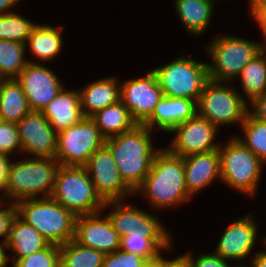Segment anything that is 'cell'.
<instances>
[{
    "label": "cell",
    "mask_w": 266,
    "mask_h": 267,
    "mask_svg": "<svg viewBox=\"0 0 266 267\" xmlns=\"http://www.w3.org/2000/svg\"><path fill=\"white\" fill-rule=\"evenodd\" d=\"M184 159L167 149L155 155L152 167L143 183L134 191L146 196L153 209H163L183 204L192 198L185 186Z\"/></svg>",
    "instance_id": "cell-1"
},
{
    "label": "cell",
    "mask_w": 266,
    "mask_h": 267,
    "mask_svg": "<svg viewBox=\"0 0 266 267\" xmlns=\"http://www.w3.org/2000/svg\"><path fill=\"white\" fill-rule=\"evenodd\" d=\"M151 130L137 124L132 130L105 140L124 182L135 191L145 180L160 149L153 147Z\"/></svg>",
    "instance_id": "cell-2"
},
{
    "label": "cell",
    "mask_w": 266,
    "mask_h": 267,
    "mask_svg": "<svg viewBox=\"0 0 266 267\" xmlns=\"http://www.w3.org/2000/svg\"><path fill=\"white\" fill-rule=\"evenodd\" d=\"M59 167L60 163L55 158L29 157L17 162L11 161L3 190L4 198H9V201L12 199L11 203L25 199L49 198Z\"/></svg>",
    "instance_id": "cell-3"
},
{
    "label": "cell",
    "mask_w": 266,
    "mask_h": 267,
    "mask_svg": "<svg viewBox=\"0 0 266 267\" xmlns=\"http://www.w3.org/2000/svg\"><path fill=\"white\" fill-rule=\"evenodd\" d=\"M17 215L50 243L62 246L74 239L77 216L49 198L18 201Z\"/></svg>",
    "instance_id": "cell-4"
},
{
    "label": "cell",
    "mask_w": 266,
    "mask_h": 267,
    "mask_svg": "<svg viewBox=\"0 0 266 267\" xmlns=\"http://www.w3.org/2000/svg\"><path fill=\"white\" fill-rule=\"evenodd\" d=\"M205 46L212 63H207L209 79L228 82L239 77L242 69L262 52V43L231 35L215 36Z\"/></svg>",
    "instance_id": "cell-5"
},
{
    "label": "cell",
    "mask_w": 266,
    "mask_h": 267,
    "mask_svg": "<svg viewBox=\"0 0 266 267\" xmlns=\"http://www.w3.org/2000/svg\"><path fill=\"white\" fill-rule=\"evenodd\" d=\"M50 197L76 216L100 212L104 206L85 167L60 165Z\"/></svg>",
    "instance_id": "cell-6"
},
{
    "label": "cell",
    "mask_w": 266,
    "mask_h": 267,
    "mask_svg": "<svg viewBox=\"0 0 266 267\" xmlns=\"http://www.w3.org/2000/svg\"><path fill=\"white\" fill-rule=\"evenodd\" d=\"M220 145L221 181L234 190L254 196L261 179L262 165L250 149L245 147L236 136Z\"/></svg>",
    "instance_id": "cell-7"
},
{
    "label": "cell",
    "mask_w": 266,
    "mask_h": 267,
    "mask_svg": "<svg viewBox=\"0 0 266 267\" xmlns=\"http://www.w3.org/2000/svg\"><path fill=\"white\" fill-rule=\"evenodd\" d=\"M156 75L163 96L185 98L196 103L210 80L207 63L181 56L172 62L151 69Z\"/></svg>",
    "instance_id": "cell-8"
},
{
    "label": "cell",
    "mask_w": 266,
    "mask_h": 267,
    "mask_svg": "<svg viewBox=\"0 0 266 267\" xmlns=\"http://www.w3.org/2000/svg\"><path fill=\"white\" fill-rule=\"evenodd\" d=\"M225 83L209 80L197 102V114L217 128L238 122L242 124L248 112L244 96Z\"/></svg>",
    "instance_id": "cell-9"
},
{
    "label": "cell",
    "mask_w": 266,
    "mask_h": 267,
    "mask_svg": "<svg viewBox=\"0 0 266 267\" xmlns=\"http://www.w3.org/2000/svg\"><path fill=\"white\" fill-rule=\"evenodd\" d=\"M105 140L94 120L84 117L57 133L55 159L63 166L84 167L89 157L105 145Z\"/></svg>",
    "instance_id": "cell-10"
},
{
    "label": "cell",
    "mask_w": 266,
    "mask_h": 267,
    "mask_svg": "<svg viewBox=\"0 0 266 267\" xmlns=\"http://www.w3.org/2000/svg\"><path fill=\"white\" fill-rule=\"evenodd\" d=\"M121 201L105 202L103 212L109 206H112V211H109V217L114 230L119 237L131 234L132 236H147L161 250L171 248L170 233L167 232L160 220L156 216L144 212L134 205H125ZM108 206V207H107ZM114 206V207H113Z\"/></svg>",
    "instance_id": "cell-11"
},
{
    "label": "cell",
    "mask_w": 266,
    "mask_h": 267,
    "mask_svg": "<svg viewBox=\"0 0 266 267\" xmlns=\"http://www.w3.org/2000/svg\"><path fill=\"white\" fill-rule=\"evenodd\" d=\"M84 167L94 184L97 195L104 203L123 201L127 195L134 194L122 179L112 152L106 145L94 152Z\"/></svg>",
    "instance_id": "cell-12"
},
{
    "label": "cell",
    "mask_w": 266,
    "mask_h": 267,
    "mask_svg": "<svg viewBox=\"0 0 266 267\" xmlns=\"http://www.w3.org/2000/svg\"><path fill=\"white\" fill-rule=\"evenodd\" d=\"M218 129L209 120L196 114L170 132L175 136L167 150L175 156L183 158L218 150L220 145L217 142L214 143Z\"/></svg>",
    "instance_id": "cell-13"
},
{
    "label": "cell",
    "mask_w": 266,
    "mask_h": 267,
    "mask_svg": "<svg viewBox=\"0 0 266 267\" xmlns=\"http://www.w3.org/2000/svg\"><path fill=\"white\" fill-rule=\"evenodd\" d=\"M123 83V84H122ZM120 84V100L127 106L133 120L143 125L152 115L163 92L151 70L143 77L129 79Z\"/></svg>",
    "instance_id": "cell-14"
},
{
    "label": "cell",
    "mask_w": 266,
    "mask_h": 267,
    "mask_svg": "<svg viewBox=\"0 0 266 267\" xmlns=\"http://www.w3.org/2000/svg\"><path fill=\"white\" fill-rule=\"evenodd\" d=\"M19 141L25 155L55 158L57 133L42 111H30L18 123Z\"/></svg>",
    "instance_id": "cell-15"
},
{
    "label": "cell",
    "mask_w": 266,
    "mask_h": 267,
    "mask_svg": "<svg viewBox=\"0 0 266 267\" xmlns=\"http://www.w3.org/2000/svg\"><path fill=\"white\" fill-rule=\"evenodd\" d=\"M16 80L32 111H42L64 87L53 71L34 61L28 63Z\"/></svg>",
    "instance_id": "cell-16"
},
{
    "label": "cell",
    "mask_w": 266,
    "mask_h": 267,
    "mask_svg": "<svg viewBox=\"0 0 266 267\" xmlns=\"http://www.w3.org/2000/svg\"><path fill=\"white\" fill-rule=\"evenodd\" d=\"M101 213L103 212L77 216L74 240L83 246L108 254L120 248V237L109 217H102Z\"/></svg>",
    "instance_id": "cell-17"
},
{
    "label": "cell",
    "mask_w": 266,
    "mask_h": 267,
    "mask_svg": "<svg viewBox=\"0 0 266 267\" xmlns=\"http://www.w3.org/2000/svg\"><path fill=\"white\" fill-rule=\"evenodd\" d=\"M256 223L251 214L231 222L223 232L214 252L226 261L241 262L245 260L254 249L257 240L258 227Z\"/></svg>",
    "instance_id": "cell-18"
},
{
    "label": "cell",
    "mask_w": 266,
    "mask_h": 267,
    "mask_svg": "<svg viewBox=\"0 0 266 267\" xmlns=\"http://www.w3.org/2000/svg\"><path fill=\"white\" fill-rule=\"evenodd\" d=\"M185 186L191 197L198 191L221 179L220 154L218 150L184 157Z\"/></svg>",
    "instance_id": "cell-19"
},
{
    "label": "cell",
    "mask_w": 266,
    "mask_h": 267,
    "mask_svg": "<svg viewBox=\"0 0 266 267\" xmlns=\"http://www.w3.org/2000/svg\"><path fill=\"white\" fill-rule=\"evenodd\" d=\"M196 114L197 103L194 100L163 96L151 117L143 125L151 131L156 125L160 130L170 133L180 123L193 118Z\"/></svg>",
    "instance_id": "cell-20"
},
{
    "label": "cell",
    "mask_w": 266,
    "mask_h": 267,
    "mask_svg": "<svg viewBox=\"0 0 266 267\" xmlns=\"http://www.w3.org/2000/svg\"><path fill=\"white\" fill-rule=\"evenodd\" d=\"M42 113L56 133L78 124L84 118L78 90L63 87Z\"/></svg>",
    "instance_id": "cell-21"
},
{
    "label": "cell",
    "mask_w": 266,
    "mask_h": 267,
    "mask_svg": "<svg viewBox=\"0 0 266 267\" xmlns=\"http://www.w3.org/2000/svg\"><path fill=\"white\" fill-rule=\"evenodd\" d=\"M83 88L78 92L84 117H91L97 111L120 100V84L114 76L90 82Z\"/></svg>",
    "instance_id": "cell-22"
},
{
    "label": "cell",
    "mask_w": 266,
    "mask_h": 267,
    "mask_svg": "<svg viewBox=\"0 0 266 267\" xmlns=\"http://www.w3.org/2000/svg\"><path fill=\"white\" fill-rule=\"evenodd\" d=\"M50 243L38 232L36 228L27 224L18 215L11 224L8 250H12V266L19 260L35 252L45 249Z\"/></svg>",
    "instance_id": "cell-23"
},
{
    "label": "cell",
    "mask_w": 266,
    "mask_h": 267,
    "mask_svg": "<svg viewBox=\"0 0 266 267\" xmlns=\"http://www.w3.org/2000/svg\"><path fill=\"white\" fill-rule=\"evenodd\" d=\"M31 111L27 97L16 79L0 80V120L17 124Z\"/></svg>",
    "instance_id": "cell-24"
},
{
    "label": "cell",
    "mask_w": 266,
    "mask_h": 267,
    "mask_svg": "<svg viewBox=\"0 0 266 267\" xmlns=\"http://www.w3.org/2000/svg\"><path fill=\"white\" fill-rule=\"evenodd\" d=\"M176 13L185 29L199 36L209 26L213 15L214 3L210 0H174Z\"/></svg>",
    "instance_id": "cell-25"
},
{
    "label": "cell",
    "mask_w": 266,
    "mask_h": 267,
    "mask_svg": "<svg viewBox=\"0 0 266 267\" xmlns=\"http://www.w3.org/2000/svg\"><path fill=\"white\" fill-rule=\"evenodd\" d=\"M91 118L105 139L128 132L137 125L131 117L127 106L121 100L97 111Z\"/></svg>",
    "instance_id": "cell-26"
},
{
    "label": "cell",
    "mask_w": 266,
    "mask_h": 267,
    "mask_svg": "<svg viewBox=\"0 0 266 267\" xmlns=\"http://www.w3.org/2000/svg\"><path fill=\"white\" fill-rule=\"evenodd\" d=\"M62 27L37 24L28 38L26 46H30L32 54L39 60L49 61L60 54L63 46Z\"/></svg>",
    "instance_id": "cell-27"
},
{
    "label": "cell",
    "mask_w": 266,
    "mask_h": 267,
    "mask_svg": "<svg viewBox=\"0 0 266 267\" xmlns=\"http://www.w3.org/2000/svg\"><path fill=\"white\" fill-rule=\"evenodd\" d=\"M60 267H102L105 254L74 239L59 246Z\"/></svg>",
    "instance_id": "cell-28"
},
{
    "label": "cell",
    "mask_w": 266,
    "mask_h": 267,
    "mask_svg": "<svg viewBox=\"0 0 266 267\" xmlns=\"http://www.w3.org/2000/svg\"><path fill=\"white\" fill-rule=\"evenodd\" d=\"M241 86L245 101L263 95L266 92V55L261 52L252 59L240 73Z\"/></svg>",
    "instance_id": "cell-29"
},
{
    "label": "cell",
    "mask_w": 266,
    "mask_h": 267,
    "mask_svg": "<svg viewBox=\"0 0 266 267\" xmlns=\"http://www.w3.org/2000/svg\"><path fill=\"white\" fill-rule=\"evenodd\" d=\"M25 44L0 40V80L16 79L21 71L28 65L30 60H26Z\"/></svg>",
    "instance_id": "cell-30"
},
{
    "label": "cell",
    "mask_w": 266,
    "mask_h": 267,
    "mask_svg": "<svg viewBox=\"0 0 266 267\" xmlns=\"http://www.w3.org/2000/svg\"><path fill=\"white\" fill-rule=\"evenodd\" d=\"M240 126H242L244 138L237 136L239 141L266 163V122L257 120L247 112Z\"/></svg>",
    "instance_id": "cell-31"
},
{
    "label": "cell",
    "mask_w": 266,
    "mask_h": 267,
    "mask_svg": "<svg viewBox=\"0 0 266 267\" xmlns=\"http://www.w3.org/2000/svg\"><path fill=\"white\" fill-rule=\"evenodd\" d=\"M36 25L37 23L14 12L0 15V40H10L26 45Z\"/></svg>",
    "instance_id": "cell-32"
},
{
    "label": "cell",
    "mask_w": 266,
    "mask_h": 267,
    "mask_svg": "<svg viewBox=\"0 0 266 267\" xmlns=\"http://www.w3.org/2000/svg\"><path fill=\"white\" fill-rule=\"evenodd\" d=\"M120 249L139 255L146 260L154 259L162 250L147 236L127 234L120 238Z\"/></svg>",
    "instance_id": "cell-33"
},
{
    "label": "cell",
    "mask_w": 266,
    "mask_h": 267,
    "mask_svg": "<svg viewBox=\"0 0 266 267\" xmlns=\"http://www.w3.org/2000/svg\"><path fill=\"white\" fill-rule=\"evenodd\" d=\"M12 267H60L59 246L49 244L45 249L19 259Z\"/></svg>",
    "instance_id": "cell-34"
},
{
    "label": "cell",
    "mask_w": 266,
    "mask_h": 267,
    "mask_svg": "<svg viewBox=\"0 0 266 267\" xmlns=\"http://www.w3.org/2000/svg\"><path fill=\"white\" fill-rule=\"evenodd\" d=\"M16 150L22 152L17 124L0 120V154L10 156Z\"/></svg>",
    "instance_id": "cell-35"
},
{
    "label": "cell",
    "mask_w": 266,
    "mask_h": 267,
    "mask_svg": "<svg viewBox=\"0 0 266 267\" xmlns=\"http://www.w3.org/2000/svg\"><path fill=\"white\" fill-rule=\"evenodd\" d=\"M147 260L134 253L118 249L105 254L102 267H143Z\"/></svg>",
    "instance_id": "cell-36"
},
{
    "label": "cell",
    "mask_w": 266,
    "mask_h": 267,
    "mask_svg": "<svg viewBox=\"0 0 266 267\" xmlns=\"http://www.w3.org/2000/svg\"><path fill=\"white\" fill-rule=\"evenodd\" d=\"M187 254L190 256L193 267H248V265H245L244 262L236 264L235 266H230L232 264H229L228 261L220 257L215 252H212V254H201L196 258H194V255L190 252Z\"/></svg>",
    "instance_id": "cell-37"
},
{
    "label": "cell",
    "mask_w": 266,
    "mask_h": 267,
    "mask_svg": "<svg viewBox=\"0 0 266 267\" xmlns=\"http://www.w3.org/2000/svg\"><path fill=\"white\" fill-rule=\"evenodd\" d=\"M7 208H0V238L4 237L3 241H8L10 228L13 220L17 216L16 203H9Z\"/></svg>",
    "instance_id": "cell-38"
},
{
    "label": "cell",
    "mask_w": 266,
    "mask_h": 267,
    "mask_svg": "<svg viewBox=\"0 0 266 267\" xmlns=\"http://www.w3.org/2000/svg\"><path fill=\"white\" fill-rule=\"evenodd\" d=\"M248 103L253 107V110H249L250 106H248V113L257 120L266 122V92Z\"/></svg>",
    "instance_id": "cell-39"
},
{
    "label": "cell",
    "mask_w": 266,
    "mask_h": 267,
    "mask_svg": "<svg viewBox=\"0 0 266 267\" xmlns=\"http://www.w3.org/2000/svg\"><path fill=\"white\" fill-rule=\"evenodd\" d=\"M262 30V36H266V0H260L250 12Z\"/></svg>",
    "instance_id": "cell-40"
},
{
    "label": "cell",
    "mask_w": 266,
    "mask_h": 267,
    "mask_svg": "<svg viewBox=\"0 0 266 267\" xmlns=\"http://www.w3.org/2000/svg\"><path fill=\"white\" fill-rule=\"evenodd\" d=\"M10 163L9 156L0 154V192H2L6 186Z\"/></svg>",
    "instance_id": "cell-41"
},
{
    "label": "cell",
    "mask_w": 266,
    "mask_h": 267,
    "mask_svg": "<svg viewBox=\"0 0 266 267\" xmlns=\"http://www.w3.org/2000/svg\"><path fill=\"white\" fill-rule=\"evenodd\" d=\"M165 267H193L190 256L185 253L184 255L177 256L176 259H165Z\"/></svg>",
    "instance_id": "cell-42"
},
{
    "label": "cell",
    "mask_w": 266,
    "mask_h": 267,
    "mask_svg": "<svg viewBox=\"0 0 266 267\" xmlns=\"http://www.w3.org/2000/svg\"><path fill=\"white\" fill-rule=\"evenodd\" d=\"M264 243L266 244L265 239ZM250 263L248 267H266V250L255 253Z\"/></svg>",
    "instance_id": "cell-43"
},
{
    "label": "cell",
    "mask_w": 266,
    "mask_h": 267,
    "mask_svg": "<svg viewBox=\"0 0 266 267\" xmlns=\"http://www.w3.org/2000/svg\"><path fill=\"white\" fill-rule=\"evenodd\" d=\"M7 248V241L0 242V267H7L8 260H10V255L5 252V249L7 250Z\"/></svg>",
    "instance_id": "cell-44"
},
{
    "label": "cell",
    "mask_w": 266,
    "mask_h": 267,
    "mask_svg": "<svg viewBox=\"0 0 266 267\" xmlns=\"http://www.w3.org/2000/svg\"><path fill=\"white\" fill-rule=\"evenodd\" d=\"M20 0H0V15L10 13L9 9L16 6ZM9 11V12H8Z\"/></svg>",
    "instance_id": "cell-45"
},
{
    "label": "cell",
    "mask_w": 266,
    "mask_h": 267,
    "mask_svg": "<svg viewBox=\"0 0 266 267\" xmlns=\"http://www.w3.org/2000/svg\"><path fill=\"white\" fill-rule=\"evenodd\" d=\"M143 267H165V258L159 254L156 258L147 260Z\"/></svg>",
    "instance_id": "cell-46"
},
{
    "label": "cell",
    "mask_w": 266,
    "mask_h": 267,
    "mask_svg": "<svg viewBox=\"0 0 266 267\" xmlns=\"http://www.w3.org/2000/svg\"><path fill=\"white\" fill-rule=\"evenodd\" d=\"M260 0H249L250 4V10H252L259 2Z\"/></svg>",
    "instance_id": "cell-47"
},
{
    "label": "cell",
    "mask_w": 266,
    "mask_h": 267,
    "mask_svg": "<svg viewBox=\"0 0 266 267\" xmlns=\"http://www.w3.org/2000/svg\"><path fill=\"white\" fill-rule=\"evenodd\" d=\"M265 40L264 43H262V52L266 55V36H263Z\"/></svg>",
    "instance_id": "cell-48"
},
{
    "label": "cell",
    "mask_w": 266,
    "mask_h": 267,
    "mask_svg": "<svg viewBox=\"0 0 266 267\" xmlns=\"http://www.w3.org/2000/svg\"><path fill=\"white\" fill-rule=\"evenodd\" d=\"M0 193H2V192H0ZM2 201H4L3 199H1V197H0V206L2 205Z\"/></svg>",
    "instance_id": "cell-49"
}]
</instances>
